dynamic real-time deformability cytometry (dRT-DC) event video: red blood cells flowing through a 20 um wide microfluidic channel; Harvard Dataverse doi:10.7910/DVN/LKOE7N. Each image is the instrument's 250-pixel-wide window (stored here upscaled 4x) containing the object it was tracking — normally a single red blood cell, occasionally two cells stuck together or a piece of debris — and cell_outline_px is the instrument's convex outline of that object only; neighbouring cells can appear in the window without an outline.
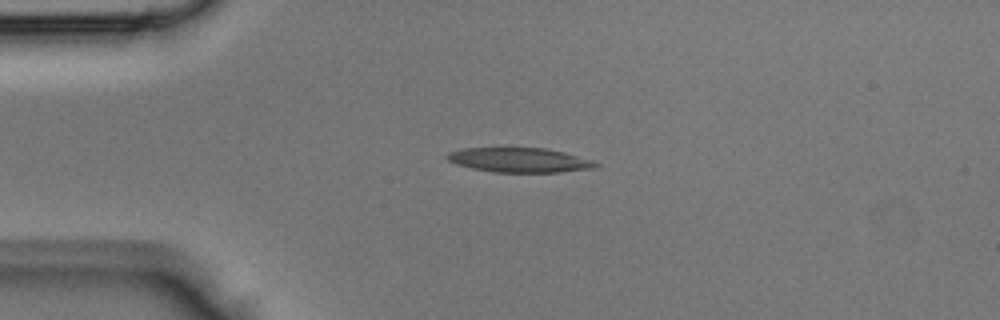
{"species": "Egyptian fruit bat (a non-hibernating species)", "species_latin": "Rousettus aegyptiacus", "temperature_condition": "room temperature", "stored_images_in_passage": 2, "camera_frame_rate_fps": 3000, "um_per_image_px": 0.085, "animal": {"sex": "male"}, "frame": {"image": 1, "passage_image": 1, "time_ms": 0.0, "image_size_px": [1000, 320], "cell_outline_px": [[600, 164], [592, 168], [560, 172], [492, 172], [472, 168], [456, 164], [448, 160], [444, 156], [448, 152], [464, 148], [544, 148], [564, 152], [592, 160]], "centroid_in_image_um": [44.11, 13.6], "position_along_channel_um": 40.9, "area_um2": 21.15}}